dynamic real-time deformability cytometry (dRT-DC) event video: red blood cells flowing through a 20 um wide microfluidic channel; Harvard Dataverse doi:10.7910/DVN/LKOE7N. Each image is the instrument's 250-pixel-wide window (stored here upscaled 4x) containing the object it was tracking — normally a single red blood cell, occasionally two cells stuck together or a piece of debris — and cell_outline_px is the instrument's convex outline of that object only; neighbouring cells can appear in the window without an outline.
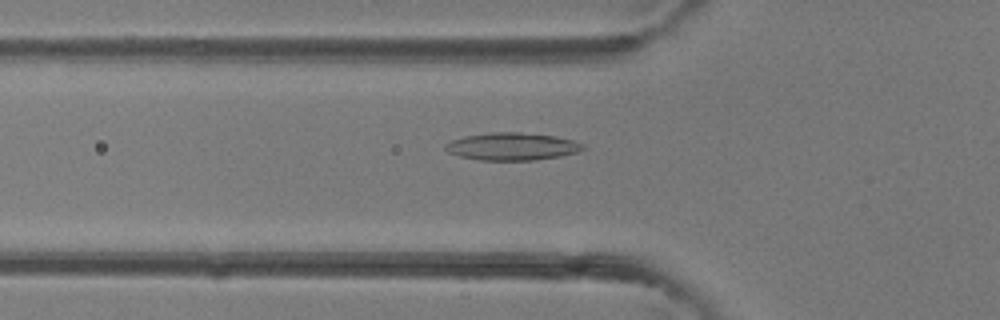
{"species": "common noctule bat (a hibernating species)", "species_latin": "Nyctalus noctula", "temperature_condition": "room temperature", "stored_images_in_passage": 40, "camera_frame_rate_fps": 3000, "um_per_image_px": 0.085, "animal": {"sex": "female"}, "frame": {"image": 1, "passage_image": 14, "time_ms": 4.333, "image_size_px": [1000, 320], "cell_outline_px": [[588, 148], [576, 152], [560, 156], [536, 160], [480, 160], [460, 156], [448, 152], [444, 148], [444, 144], [452, 140], [464, 136], [492, 132], [520, 132], [556, 136], [572, 140], [584, 144]], "centroid_in_image_um": [43.54, 12.44], "position_along_channel_um": 82.3, "area_um2": 22.14}}
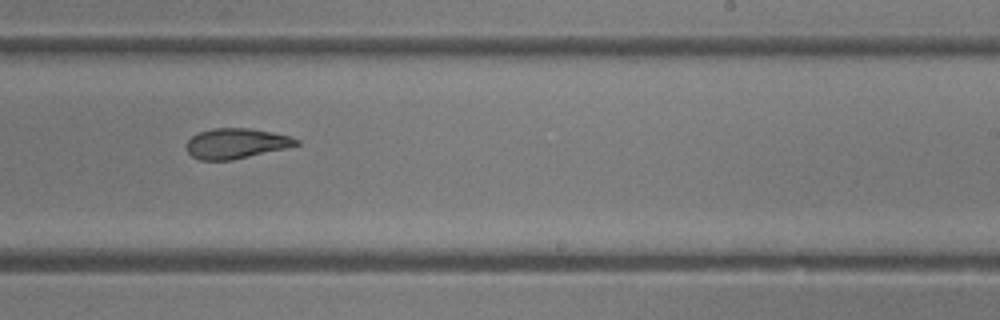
{"frame": {"image": 2, "passage_image": 25, "time_ms": 8.0, "image_size_px": [1000, 320], "cell_outline_px": [[300, 144], [288, 148], [232, 160], [200, 160], [192, 156], [188, 152], [188, 140], [192, 136], [200, 132], [212, 128], [248, 128], [272, 132], [292, 136], [300, 140]], "centroid_in_image_um": [20.13, 12.19], "position_along_channel_um": 268.9, "area_um2": 19.36}}
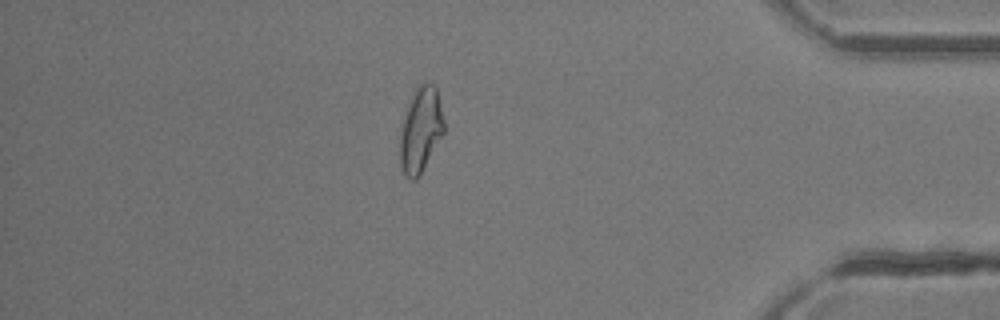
{"frame": {"image": 3, "passage_image": 35, "time_ms": 11.333, "image_size_px": [1000, 320], "cell_outline_px": [[444, 132], [420, 176], [416, 180], [412, 180], [404, 172], [400, 164], [400, 132], [404, 116], [412, 92], [420, 84], [428, 80], [436, 84], [444, 120]], "centroid_in_image_um": [35.77, 10.99], "position_along_channel_um": 399.4, "area_um2": 22.02}}